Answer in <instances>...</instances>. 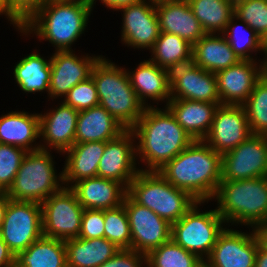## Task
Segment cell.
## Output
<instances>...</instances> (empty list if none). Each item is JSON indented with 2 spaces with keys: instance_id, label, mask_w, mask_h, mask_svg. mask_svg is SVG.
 <instances>
[{
  "instance_id": "7a4b0ae2",
  "label": "cell",
  "mask_w": 267,
  "mask_h": 267,
  "mask_svg": "<svg viewBox=\"0 0 267 267\" xmlns=\"http://www.w3.org/2000/svg\"><path fill=\"white\" fill-rule=\"evenodd\" d=\"M157 172L195 200L208 203L221 182V155L204 140H194Z\"/></svg>"
},
{
  "instance_id": "7402d4cb",
  "label": "cell",
  "mask_w": 267,
  "mask_h": 267,
  "mask_svg": "<svg viewBox=\"0 0 267 267\" xmlns=\"http://www.w3.org/2000/svg\"><path fill=\"white\" fill-rule=\"evenodd\" d=\"M126 71L132 88L145 107L154 106L148 105L147 99L149 98L157 105L160 101L166 102L167 105L171 100L169 70L159 67L150 60H144L138 64L134 71H129L128 69Z\"/></svg>"
},
{
  "instance_id": "c3c4849f",
  "label": "cell",
  "mask_w": 267,
  "mask_h": 267,
  "mask_svg": "<svg viewBox=\"0 0 267 267\" xmlns=\"http://www.w3.org/2000/svg\"><path fill=\"white\" fill-rule=\"evenodd\" d=\"M254 267H267V252L258 247Z\"/></svg>"
},
{
  "instance_id": "f35d334b",
  "label": "cell",
  "mask_w": 267,
  "mask_h": 267,
  "mask_svg": "<svg viewBox=\"0 0 267 267\" xmlns=\"http://www.w3.org/2000/svg\"><path fill=\"white\" fill-rule=\"evenodd\" d=\"M27 151L22 148L0 144V191H8Z\"/></svg>"
},
{
  "instance_id": "ee69618b",
  "label": "cell",
  "mask_w": 267,
  "mask_h": 267,
  "mask_svg": "<svg viewBox=\"0 0 267 267\" xmlns=\"http://www.w3.org/2000/svg\"><path fill=\"white\" fill-rule=\"evenodd\" d=\"M0 267H15V255L0 236Z\"/></svg>"
},
{
  "instance_id": "9a60e30c",
  "label": "cell",
  "mask_w": 267,
  "mask_h": 267,
  "mask_svg": "<svg viewBox=\"0 0 267 267\" xmlns=\"http://www.w3.org/2000/svg\"><path fill=\"white\" fill-rule=\"evenodd\" d=\"M131 129L105 142V150L98 165V177L115 180L126 188L140 171L136 168V140Z\"/></svg>"
},
{
  "instance_id": "d4e9b609",
  "label": "cell",
  "mask_w": 267,
  "mask_h": 267,
  "mask_svg": "<svg viewBox=\"0 0 267 267\" xmlns=\"http://www.w3.org/2000/svg\"><path fill=\"white\" fill-rule=\"evenodd\" d=\"M38 138L40 139L38 113L10 111L0 117V144L16 146L31 152L40 149V145L36 144Z\"/></svg>"
},
{
  "instance_id": "4fadbf2b",
  "label": "cell",
  "mask_w": 267,
  "mask_h": 267,
  "mask_svg": "<svg viewBox=\"0 0 267 267\" xmlns=\"http://www.w3.org/2000/svg\"><path fill=\"white\" fill-rule=\"evenodd\" d=\"M250 233L225 229L219 234L205 267H254L259 243L253 229Z\"/></svg>"
},
{
  "instance_id": "5b68a950",
  "label": "cell",
  "mask_w": 267,
  "mask_h": 267,
  "mask_svg": "<svg viewBox=\"0 0 267 267\" xmlns=\"http://www.w3.org/2000/svg\"><path fill=\"white\" fill-rule=\"evenodd\" d=\"M91 77L96 85L99 106L125 129H132L146 107L132 88L126 69L102 56L94 65Z\"/></svg>"
},
{
  "instance_id": "681fc988",
  "label": "cell",
  "mask_w": 267,
  "mask_h": 267,
  "mask_svg": "<svg viewBox=\"0 0 267 267\" xmlns=\"http://www.w3.org/2000/svg\"><path fill=\"white\" fill-rule=\"evenodd\" d=\"M260 63V75L267 81V56H265Z\"/></svg>"
},
{
  "instance_id": "f907efd6",
  "label": "cell",
  "mask_w": 267,
  "mask_h": 267,
  "mask_svg": "<svg viewBox=\"0 0 267 267\" xmlns=\"http://www.w3.org/2000/svg\"><path fill=\"white\" fill-rule=\"evenodd\" d=\"M0 15H4L8 19V0H0Z\"/></svg>"
},
{
  "instance_id": "d6986e66",
  "label": "cell",
  "mask_w": 267,
  "mask_h": 267,
  "mask_svg": "<svg viewBox=\"0 0 267 267\" xmlns=\"http://www.w3.org/2000/svg\"><path fill=\"white\" fill-rule=\"evenodd\" d=\"M79 111L60 102V105L49 112L39 113L40 149L57 150L63 154L75 144V133ZM51 148V149H48Z\"/></svg>"
},
{
  "instance_id": "4316f807",
  "label": "cell",
  "mask_w": 267,
  "mask_h": 267,
  "mask_svg": "<svg viewBox=\"0 0 267 267\" xmlns=\"http://www.w3.org/2000/svg\"><path fill=\"white\" fill-rule=\"evenodd\" d=\"M126 129L105 108L95 106L81 110L75 133V144L107 142L115 139Z\"/></svg>"
},
{
  "instance_id": "7dc6e473",
  "label": "cell",
  "mask_w": 267,
  "mask_h": 267,
  "mask_svg": "<svg viewBox=\"0 0 267 267\" xmlns=\"http://www.w3.org/2000/svg\"><path fill=\"white\" fill-rule=\"evenodd\" d=\"M10 200L11 199L9 198L7 191H0V227L1 224L3 223L5 211Z\"/></svg>"
},
{
  "instance_id": "ba28073f",
  "label": "cell",
  "mask_w": 267,
  "mask_h": 267,
  "mask_svg": "<svg viewBox=\"0 0 267 267\" xmlns=\"http://www.w3.org/2000/svg\"><path fill=\"white\" fill-rule=\"evenodd\" d=\"M204 203L196 201L184 216L171 225V239L203 262L226 224L216 209L201 212L199 207Z\"/></svg>"
},
{
  "instance_id": "52a82bcc",
  "label": "cell",
  "mask_w": 267,
  "mask_h": 267,
  "mask_svg": "<svg viewBox=\"0 0 267 267\" xmlns=\"http://www.w3.org/2000/svg\"><path fill=\"white\" fill-rule=\"evenodd\" d=\"M50 152L39 149L25 154L7 191L11 200L41 204L64 187L63 172L57 174Z\"/></svg>"
},
{
  "instance_id": "9c48e42d",
  "label": "cell",
  "mask_w": 267,
  "mask_h": 267,
  "mask_svg": "<svg viewBox=\"0 0 267 267\" xmlns=\"http://www.w3.org/2000/svg\"><path fill=\"white\" fill-rule=\"evenodd\" d=\"M41 207L44 237L65 241L79 236L84 208L71 188L51 194Z\"/></svg>"
},
{
  "instance_id": "836d02e7",
  "label": "cell",
  "mask_w": 267,
  "mask_h": 267,
  "mask_svg": "<svg viewBox=\"0 0 267 267\" xmlns=\"http://www.w3.org/2000/svg\"><path fill=\"white\" fill-rule=\"evenodd\" d=\"M235 20L237 22V17L233 15L222 34L241 60H257L252 54L262 52V38L245 21L240 20L237 24Z\"/></svg>"
},
{
  "instance_id": "1f68e13d",
  "label": "cell",
  "mask_w": 267,
  "mask_h": 267,
  "mask_svg": "<svg viewBox=\"0 0 267 267\" xmlns=\"http://www.w3.org/2000/svg\"><path fill=\"white\" fill-rule=\"evenodd\" d=\"M150 52L149 60L169 71L192 62V45L175 34L160 32Z\"/></svg>"
},
{
  "instance_id": "cb8c5ba5",
  "label": "cell",
  "mask_w": 267,
  "mask_h": 267,
  "mask_svg": "<svg viewBox=\"0 0 267 267\" xmlns=\"http://www.w3.org/2000/svg\"><path fill=\"white\" fill-rule=\"evenodd\" d=\"M219 105L221 103L176 99L170 100L165 106L193 140H203L210 131Z\"/></svg>"
},
{
  "instance_id": "8992f818",
  "label": "cell",
  "mask_w": 267,
  "mask_h": 267,
  "mask_svg": "<svg viewBox=\"0 0 267 267\" xmlns=\"http://www.w3.org/2000/svg\"><path fill=\"white\" fill-rule=\"evenodd\" d=\"M127 195L171 225L197 201L187 191L176 188L157 171H139L127 187Z\"/></svg>"
},
{
  "instance_id": "484cf974",
  "label": "cell",
  "mask_w": 267,
  "mask_h": 267,
  "mask_svg": "<svg viewBox=\"0 0 267 267\" xmlns=\"http://www.w3.org/2000/svg\"><path fill=\"white\" fill-rule=\"evenodd\" d=\"M105 150V142H86L74 144L64 154L62 169L64 186L71 188L76 182L97 177L98 165Z\"/></svg>"
},
{
  "instance_id": "f1b7e54d",
  "label": "cell",
  "mask_w": 267,
  "mask_h": 267,
  "mask_svg": "<svg viewBox=\"0 0 267 267\" xmlns=\"http://www.w3.org/2000/svg\"><path fill=\"white\" fill-rule=\"evenodd\" d=\"M67 267H99L120 248L106 238H71L64 241Z\"/></svg>"
},
{
  "instance_id": "83f0119b",
  "label": "cell",
  "mask_w": 267,
  "mask_h": 267,
  "mask_svg": "<svg viewBox=\"0 0 267 267\" xmlns=\"http://www.w3.org/2000/svg\"><path fill=\"white\" fill-rule=\"evenodd\" d=\"M240 60L221 33L205 34L192 46V62L209 72L216 73Z\"/></svg>"
},
{
  "instance_id": "603a6c76",
  "label": "cell",
  "mask_w": 267,
  "mask_h": 267,
  "mask_svg": "<svg viewBox=\"0 0 267 267\" xmlns=\"http://www.w3.org/2000/svg\"><path fill=\"white\" fill-rule=\"evenodd\" d=\"M71 189L84 209H113L121 206L127 195L123 184L98 176L80 180Z\"/></svg>"
},
{
  "instance_id": "30bf717a",
  "label": "cell",
  "mask_w": 267,
  "mask_h": 267,
  "mask_svg": "<svg viewBox=\"0 0 267 267\" xmlns=\"http://www.w3.org/2000/svg\"><path fill=\"white\" fill-rule=\"evenodd\" d=\"M0 236L15 257L43 236L42 207L36 202L10 200Z\"/></svg>"
},
{
  "instance_id": "7bdbcfd3",
  "label": "cell",
  "mask_w": 267,
  "mask_h": 267,
  "mask_svg": "<svg viewBox=\"0 0 267 267\" xmlns=\"http://www.w3.org/2000/svg\"><path fill=\"white\" fill-rule=\"evenodd\" d=\"M146 255L133 249H120L111 259L99 267H143Z\"/></svg>"
},
{
  "instance_id": "e575fe53",
  "label": "cell",
  "mask_w": 267,
  "mask_h": 267,
  "mask_svg": "<svg viewBox=\"0 0 267 267\" xmlns=\"http://www.w3.org/2000/svg\"><path fill=\"white\" fill-rule=\"evenodd\" d=\"M148 267H203L204 262L172 239L146 255Z\"/></svg>"
},
{
  "instance_id": "3957f363",
  "label": "cell",
  "mask_w": 267,
  "mask_h": 267,
  "mask_svg": "<svg viewBox=\"0 0 267 267\" xmlns=\"http://www.w3.org/2000/svg\"><path fill=\"white\" fill-rule=\"evenodd\" d=\"M91 13L83 3L47 0L18 31L49 41L55 51L73 50L71 45L86 30Z\"/></svg>"
},
{
  "instance_id": "ab89813d",
  "label": "cell",
  "mask_w": 267,
  "mask_h": 267,
  "mask_svg": "<svg viewBox=\"0 0 267 267\" xmlns=\"http://www.w3.org/2000/svg\"><path fill=\"white\" fill-rule=\"evenodd\" d=\"M63 102L77 111L98 106L99 97L93 78L89 77L73 86L64 97Z\"/></svg>"
},
{
  "instance_id": "277c9868",
  "label": "cell",
  "mask_w": 267,
  "mask_h": 267,
  "mask_svg": "<svg viewBox=\"0 0 267 267\" xmlns=\"http://www.w3.org/2000/svg\"><path fill=\"white\" fill-rule=\"evenodd\" d=\"M213 199L226 225L242 224L253 229L267 222V176L221 181Z\"/></svg>"
},
{
  "instance_id": "ffe728a7",
  "label": "cell",
  "mask_w": 267,
  "mask_h": 267,
  "mask_svg": "<svg viewBox=\"0 0 267 267\" xmlns=\"http://www.w3.org/2000/svg\"><path fill=\"white\" fill-rule=\"evenodd\" d=\"M258 64L256 60H240L215 73L222 105H243L246 102L261 77Z\"/></svg>"
},
{
  "instance_id": "8d00e7d4",
  "label": "cell",
  "mask_w": 267,
  "mask_h": 267,
  "mask_svg": "<svg viewBox=\"0 0 267 267\" xmlns=\"http://www.w3.org/2000/svg\"><path fill=\"white\" fill-rule=\"evenodd\" d=\"M104 238L120 249H131L129 219L123 204L104 210Z\"/></svg>"
},
{
  "instance_id": "8fae6325",
  "label": "cell",
  "mask_w": 267,
  "mask_h": 267,
  "mask_svg": "<svg viewBox=\"0 0 267 267\" xmlns=\"http://www.w3.org/2000/svg\"><path fill=\"white\" fill-rule=\"evenodd\" d=\"M267 176V136L252 134L221 156V181Z\"/></svg>"
},
{
  "instance_id": "e0dca14e",
  "label": "cell",
  "mask_w": 267,
  "mask_h": 267,
  "mask_svg": "<svg viewBox=\"0 0 267 267\" xmlns=\"http://www.w3.org/2000/svg\"><path fill=\"white\" fill-rule=\"evenodd\" d=\"M118 11L123 12L121 42L134 49L150 50L160 34L155 1L141 0Z\"/></svg>"
},
{
  "instance_id": "b9f144b4",
  "label": "cell",
  "mask_w": 267,
  "mask_h": 267,
  "mask_svg": "<svg viewBox=\"0 0 267 267\" xmlns=\"http://www.w3.org/2000/svg\"><path fill=\"white\" fill-rule=\"evenodd\" d=\"M78 237L84 239L104 238V210L84 209Z\"/></svg>"
},
{
  "instance_id": "60d3db41",
  "label": "cell",
  "mask_w": 267,
  "mask_h": 267,
  "mask_svg": "<svg viewBox=\"0 0 267 267\" xmlns=\"http://www.w3.org/2000/svg\"><path fill=\"white\" fill-rule=\"evenodd\" d=\"M46 1L8 0V21L19 30Z\"/></svg>"
},
{
  "instance_id": "2e32d148",
  "label": "cell",
  "mask_w": 267,
  "mask_h": 267,
  "mask_svg": "<svg viewBox=\"0 0 267 267\" xmlns=\"http://www.w3.org/2000/svg\"><path fill=\"white\" fill-rule=\"evenodd\" d=\"M74 50L55 51L50 57L49 98H63L79 82L91 77L94 65L102 55H75Z\"/></svg>"
},
{
  "instance_id": "6da1fadb",
  "label": "cell",
  "mask_w": 267,
  "mask_h": 267,
  "mask_svg": "<svg viewBox=\"0 0 267 267\" xmlns=\"http://www.w3.org/2000/svg\"><path fill=\"white\" fill-rule=\"evenodd\" d=\"M164 108L157 105L146 107L131 129L138 141L136 157L147 164L145 169L140 168L141 171L160 170L194 141L170 110L166 106Z\"/></svg>"
},
{
  "instance_id": "74e56055",
  "label": "cell",
  "mask_w": 267,
  "mask_h": 267,
  "mask_svg": "<svg viewBox=\"0 0 267 267\" xmlns=\"http://www.w3.org/2000/svg\"><path fill=\"white\" fill-rule=\"evenodd\" d=\"M237 20L245 21L262 39L267 36V0H246L234 8Z\"/></svg>"
},
{
  "instance_id": "7c38bea8",
  "label": "cell",
  "mask_w": 267,
  "mask_h": 267,
  "mask_svg": "<svg viewBox=\"0 0 267 267\" xmlns=\"http://www.w3.org/2000/svg\"><path fill=\"white\" fill-rule=\"evenodd\" d=\"M123 205L131 232V249L147 255L171 239V224L147 207L134 202L128 195Z\"/></svg>"
},
{
  "instance_id": "44dd1931",
  "label": "cell",
  "mask_w": 267,
  "mask_h": 267,
  "mask_svg": "<svg viewBox=\"0 0 267 267\" xmlns=\"http://www.w3.org/2000/svg\"><path fill=\"white\" fill-rule=\"evenodd\" d=\"M160 32L175 34L192 46L206 33L186 0L155 1Z\"/></svg>"
},
{
  "instance_id": "f6af8a7d",
  "label": "cell",
  "mask_w": 267,
  "mask_h": 267,
  "mask_svg": "<svg viewBox=\"0 0 267 267\" xmlns=\"http://www.w3.org/2000/svg\"><path fill=\"white\" fill-rule=\"evenodd\" d=\"M103 5L107 7V9H113L114 11H118L121 8L131 6L133 4L139 3L141 0H100ZM96 0L92 1L91 4V11H93V7L95 4Z\"/></svg>"
},
{
  "instance_id": "ac0fdd59",
  "label": "cell",
  "mask_w": 267,
  "mask_h": 267,
  "mask_svg": "<svg viewBox=\"0 0 267 267\" xmlns=\"http://www.w3.org/2000/svg\"><path fill=\"white\" fill-rule=\"evenodd\" d=\"M170 84L171 100L220 103L215 73L206 71L193 62L172 69Z\"/></svg>"
},
{
  "instance_id": "f5cc1de1",
  "label": "cell",
  "mask_w": 267,
  "mask_h": 267,
  "mask_svg": "<svg viewBox=\"0 0 267 267\" xmlns=\"http://www.w3.org/2000/svg\"><path fill=\"white\" fill-rule=\"evenodd\" d=\"M227 1L233 8H236L238 5L244 3L246 0H227Z\"/></svg>"
},
{
  "instance_id": "d6a6232c",
  "label": "cell",
  "mask_w": 267,
  "mask_h": 267,
  "mask_svg": "<svg viewBox=\"0 0 267 267\" xmlns=\"http://www.w3.org/2000/svg\"><path fill=\"white\" fill-rule=\"evenodd\" d=\"M187 2L206 34H222L234 15V8L227 0H188Z\"/></svg>"
},
{
  "instance_id": "816d5d0a",
  "label": "cell",
  "mask_w": 267,
  "mask_h": 267,
  "mask_svg": "<svg viewBox=\"0 0 267 267\" xmlns=\"http://www.w3.org/2000/svg\"><path fill=\"white\" fill-rule=\"evenodd\" d=\"M64 2H78V3H83L86 4L87 6H91L93 0H60Z\"/></svg>"
},
{
  "instance_id": "4dcf8cb0",
  "label": "cell",
  "mask_w": 267,
  "mask_h": 267,
  "mask_svg": "<svg viewBox=\"0 0 267 267\" xmlns=\"http://www.w3.org/2000/svg\"><path fill=\"white\" fill-rule=\"evenodd\" d=\"M50 59L41 57L38 52L22 58L14 66V80L25 93L49 92Z\"/></svg>"
},
{
  "instance_id": "5bb4252c",
  "label": "cell",
  "mask_w": 267,
  "mask_h": 267,
  "mask_svg": "<svg viewBox=\"0 0 267 267\" xmlns=\"http://www.w3.org/2000/svg\"><path fill=\"white\" fill-rule=\"evenodd\" d=\"M252 135L243 105H219L209 133L203 139L221 156Z\"/></svg>"
},
{
  "instance_id": "bcb514c9",
  "label": "cell",
  "mask_w": 267,
  "mask_h": 267,
  "mask_svg": "<svg viewBox=\"0 0 267 267\" xmlns=\"http://www.w3.org/2000/svg\"><path fill=\"white\" fill-rule=\"evenodd\" d=\"M259 247L267 252V222L253 228Z\"/></svg>"
},
{
  "instance_id": "f546056e",
  "label": "cell",
  "mask_w": 267,
  "mask_h": 267,
  "mask_svg": "<svg viewBox=\"0 0 267 267\" xmlns=\"http://www.w3.org/2000/svg\"><path fill=\"white\" fill-rule=\"evenodd\" d=\"M15 267H67L64 240L42 236L15 257Z\"/></svg>"
},
{
  "instance_id": "d590c367",
  "label": "cell",
  "mask_w": 267,
  "mask_h": 267,
  "mask_svg": "<svg viewBox=\"0 0 267 267\" xmlns=\"http://www.w3.org/2000/svg\"><path fill=\"white\" fill-rule=\"evenodd\" d=\"M252 134L267 136V81L260 77L243 104Z\"/></svg>"
},
{
  "instance_id": "db71d44e",
  "label": "cell",
  "mask_w": 267,
  "mask_h": 267,
  "mask_svg": "<svg viewBox=\"0 0 267 267\" xmlns=\"http://www.w3.org/2000/svg\"><path fill=\"white\" fill-rule=\"evenodd\" d=\"M262 52L265 56H267V36L262 39Z\"/></svg>"
}]
</instances>
